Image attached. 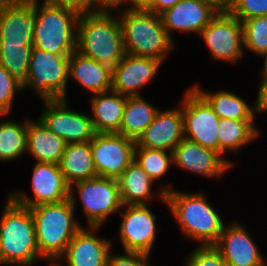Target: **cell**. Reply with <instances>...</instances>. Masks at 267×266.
Segmentation results:
<instances>
[{
    "mask_svg": "<svg viewBox=\"0 0 267 266\" xmlns=\"http://www.w3.org/2000/svg\"><path fill=\"white\" fill-rule=\"evenodd\" d=\"M111 16L110 12L81 13L76 50L113 70L126 53L120 21Z\"/></svg>",
    "mask_w": 267,
    "mask_h": 266,
    "instance_id": "cell-1",
    "label": "cell"
},
{
    "mask_svg": "<svg viewBox=\"0 0 267 266\" xmlns=\"http://www.w3.org/2000/svg\"><path fill=\"white\" fill-rule=\"evenodd\" d=\"M72 190L65 201L30 207L38 251L53 262L62 258L68 244L81 229L73 217L75 198Z\"/></svg>",
    "mask_w": 267,
    "mask_h": 266,
    "instance_id": "cell-2",
    "label": "cell"
},
{
    "mask_svg": "<svg viewBox=\"0 0 267 266\" xmlns=\"http://www.w3.org/2000/svg\"><path fill=\"white\" fill-rule=\"evenodd\" d=\"M165 189L159 192L168 204L184 233L203 242V246L214 245L224 228L220 215L208 204L201 194H181Z\"/></svg>",
    "mask_w": 267,
    "mask_h": 266,
    "instance_id": "cell-3",
    "label": "cell"
},
{
    "mask_svg": "<svg viewBox=\"0 0 267 266\" xmlns=\"http://www.w3.org/2000/svg\"><path fill=\"white\" fill-rule=\"evenodd\" d=\"M38 256L42 258L30 208L9 197L0 221V263L31 265Z\"/></svg>",
    "mask_w": 267,
    "mask_h": 266,
    "instance_id": "cell-4",
    "label": "cell"
},
{
    "mask_svg": "<svg viewBox=\"0 0 267 266\" xmlns=\"http://www.w3.org/2000/svg\"><path fill=\"white\" fill-rule=\"evenodd\" d=\"M34 0L36 23L33 31V46L56 55H71L76 50L77 32L73 28L78 23L80 12L45 0L38 11Z\"/></svg>",
    "mask_w": 267,
    "mask_h": 266,
    "instance_id": "cell-5",
    "label": "cell"
},
{
    "mask_svg": "<svg viewBox=\"0 0 267 266\" xmlns=\"http://www.w3.org/2000/svg\"><path fill=\"white\" fill-rule=\"evenodd\" d=\"M121 19L125 53L162 62L166 52L172 49L173 41L163 26L161 16L149 10H125Z\"/></svg>",
    "mask_w": 267,
    "mask_h": 266,
    "instance_id": "cell-6",
    "label": "cell"
},
{
    "mask_svg": "<svg viewBox=\"0 0 267 266\" xmlns=\"http://www.w3.org/2000/svg\"><path fill=\"white\" fill-rule=\"evenodd\" d=\"M70 55H56L32 46L29 81L43 100L65 99Z\"/></svg>",
    "mask_w": 267,
    "mask_h": 266,
    "instance_id": "cell-7",
    "label": "cell"
},
{
    "mask_svg": "<svg viewBox=\"0 0 267 266\" xmlns=\"http://www.w3.org/2000/svg\"><path fill=\"white\" fill-rule=\"evenodd\" d=\"M182 109L184 138L219 153L220 118L207 101L194 89L187 91Z\"/></svg>",
    "mask_w": 267,
    "mask_h": 266,
    "instance_id": "cell-8",
    "label": "cell"
},
{
    "mask_svg": "<svg viewBox=\"0 0 267 266\" xmlns=\"http://www.w3.org/2000/svg\"><path fill=\"white\" fill-rule=\"evenodd\" d=\"M78 190L90 230H96L108 215L122 207L118 179L95 177L74 183Z\"/></svg>",
    "mask_w": 267,
    "mask_h": 266,
    "instance_id": "cell-9",
    "label": "cell"
},
{
    "mask_svg": "<svg viewBox=\"0 0 267 266\" xmlns=\"http://www.w3.org/2000/svg\"><path fill=\"white\" fill-rule=\"evenodd\" d=\"M135 147V140L118 133H95L91 151L97 175L118 179L134 161Z\"/></svg>",
    "mask_w": 267,
    "mask_h": 266,
    "instance_id": "cell-10",
    "label": "cell"
},
{
    "mask_svg": "<svg viewBox=\"0 0 267 266\" xmlns=\"http://www.w3.org/2000/svg\"><path fill=\"white\" fill-rule=\"evenodd\" d=\"M200 34L214 58L234 62L242 55L243 25L229 11H219Z\"/></svg>",
    "mask_w": 267,
    "mask_h": 266,
    "instance_id": "cell-11",
    "label": "cell"
},
{
    "mask_svg": "<svg viewBox=\"0 0 267 266\" xmlns=\"http://www.w3.org/2000/svg\"><path fill=\"white\" fill-rule=\"evenodd\" d=\"M34 0H0V45H33Z\"/></svg>",
    "mask_w": 267,
    "mask_h": 266,
    "instance_id": "cell-12",
    "label": "cell"
},
{
    "mask_svg": "<svg viewBox=\"0 0 267 266\" xmlns=\"http://www.w3.org/2000/svg\"><path fill=\"white\" fill-rule=\"evenodd\" d=\"M46 110L40 120L45 126L67 143L88 142L95 135L88 115L69 110L65 99L45 100Z\"/></svg>",
    "mask_w": 267,
    "mask_h": 266,
    "instance_id": "cell-13",
    "label": "cell"
},
{
    "mask_svg": "<svg viewBox=\"0 0 267 266\" xmlns=\"http://www.w3.org/2000/svg\"><path fill=\"white\" fill-rule=\"evenodd\" d=\"M34 199L17 194L9 196L15 203L25 207H35L41 204L59 203L70 195V185L66 182L59 164H35L32 177Z\"/></svg>",
    "mask_w": 267,
    "mask_h": 266,
    "instance_id": "cell-14",
    "label": "cell"
},
{
    "mask_svg": "<svg viewBox=\"0 0 267 266\" xmlns=\"http://www.w3.org/2000/svg\"><path fill=\"white\" fill-rule=\"evenodd\" d=\"M120 236L125 251L149 254L155 240L156 216L146 205H126Z\"/></svg>",
    "mask_w": 267,
    "mask_h": 266,
    "instance_id": "cell-15",
    "label": "cell"
},
{
    "mask_svg": "<svg viewBox=\"0 0 267 266\" xmlns=\"http://www.w3.org/2000/svg\"><path fill=\"white\" fill-rule=\"evenodd\" d=\"M161 63L155 58L125 54L112 70L111 91L126 94V96L139 95L138 88L153 78Z\"/></svg>",
    "mask_w": 267,
    "mask_h": 266,
    "instance_id": "cell-16",
    "label": "cell"
},
{
    "mask_svg": "<svg viewBox=\"0 0 267 266\" xmlns=\"http://www.w3.org/2000/svg\"><path fill=\"white\" fill-rule=\"evenodd\" d=\"M218 12L219 10L207 1L181 0L160 16L170 37V29L200 34Z\"/></svg>",
    "mask_w": 267,
    "mask_h": 266,
    "instance_id": "cell-17",
    "label": "cell"
},
{
    "mask_svg": "<svg viewBox=\"0 0 267 266\" xmlns=\"http://www.w3.org/2000/svg\"><path fill=\"white\" fill-rule=\"evenodd\" d=\"M182 110L157 113L153 122L136 141V147L161 149L173 152L184 138Z\"/></svg>",
    "mask_w": 267,
    "mask_h": 266,
    "instance_id": "cell-18",
    "label": "cell"
},
{
    "mask_svg": "<svg viewBox=\"0 0 267 266\" xmlns=\"http://www.w3.org/2000/svg\"><path fill=\"white\" fill-rule=\"evenodd\" d=\"M228 266H263L265 262L248 232L238 224L225 227L213 245Z\"/></svg>",
    "mask_w": 267,
    "mask_h": 266,
    "instance_id": "cell-19",
    "label": "cell"
},
{
    "mask_svg": "<svg viewBox=\"0 0 267 266\" xmlns=\"http://www.w3.org/2000/svg\"><path fill=\"white\" fill-rule=\"evenodd\" d=\"M220 156L214 150L183 138L173 150V163L207 177H219L231 167V163Z\"/></svg>",
    "mask_w": 267,
    "mask_h": 266,
    "instance_id": "cell-20",
    "label": "cell"
},
{
    "mask_svg": "<svg viewBox=\"0 0 267 266\" xmlns=\"http://www.w3.org/2000/svg\"><path fill=\"white\" fill-rule=\"evenodd\" d=\"M111 242L81 228L68 244L67 266H106Z\"/></svg>",
    "mask_w": 267,
    "mask_h": 266,
    "instance_id": "cell-21",
    "label": "cell"
},
{
    "mask_svg": "<svg viewBox=\"0 0 267 266\" xmlns=\"http://www.w3.org/2000/svg\"><path fill=\"white\" fill-rule=\"evenodd\" d=\"M68 76H73L94 94L110 92L112 89V69L77 50L69 56Z\"/></svg>",
    "mask_w": 267,
    "mask_h": 266,
    "instance_id": "cell-22",
    "label": "cell"
},
{
    "mask_svg": "<svg viewBox=\"0 0 267 266\" xmlns=\"http://www.w3.org/2000/svg\"><path fill=\"white\" fill-rule=\"evenodd\" d=\"M67 142L50 131L39 119V122L28 121L27 151L38 163L59 164L66 149Z\"/></svg>",
    "mask_w": 267,
    "mask_h": 266,
    "instance_id": "cell-23",
    "label": "cell"
},
{
    "mask_svg": "<svg viewBox=\"0 0 267 266\" xmlns=\"http://www.w3.org/2000/svg\"><path fill=\"white\" fill-rule=\"evenodd\" d=\"M66 182L73 184L80 180L98 177L91 151V141L67 143L59 163Z\"/></svg>",
    "mask_w": 267,
    "mask_h": 266,
    "instance_id": "cell-24",
    "label": "cell"
},
{
    "mask_svg": "<svg viewBox=\"0 0 267 266\" xmlns=\"http://www.w3.org/2000/svg\"><path fill=\"white\" fill-rule=\"evenodd\" d=\"M111 92L109 96L108 92L96 93L92 99L94 118L91 120L95 133H117L121 126L127 96Z\"/></svg>",
    "mask_w": 267,
    "mask_h": 266,
    "instance_id": "cell-25",
    "label": "cell"
},
{
    "mask_svg": "<svg viewBox=\"0 0 267 266\" xmlns=\"http://www.w3.org/2000/svg\"><path fill=\"white\" fill-rule=\"evenodd\" d=\"M157 113L158 110L144 101L140 95L127 96L122 123L117 133L137 141Z\"/></svg>",
    "mask_w": 267,
    "mask_h": 266,
    "instance_id": "cell-26",
    "label": "cell"
},
{
    "mask_svg": "<svg viewBox=\"0 0 267 266\" xmlns=\"http://www.w3.org/2000/svg\"><path fill=\"white\" fill-rule=\"evenodd\" d=\"M153 179L133 161L118 178L122 205H146L149 199Z\"/></svg>",
    "mask_w": 267,
    "mask_h": 266,
    "instance_id": "cell-27",
    "label": "cell"
},
{
    "mask_svg": "<svg viewBox=\"0 0 267 266\" xmlns=\"http://www.w3.org/2000/svg\"><path fill=\"white\" fill-rule=\"evenodd\" d=\"M210 105L220 119L253 120V110L232 92L221 91L214 94L204 93L198 87H193Z\"/></svg>",
    "mask_w": 267,
    "mask_h": 266,
    "instance_id": "cell-28",
    "label": "cell"
},
{
    "mask_svg": "<svg viewBox=\"0 0 267 266\" xmlns=\"http://www.w3.org/2000/svg\"><path fill=\"white\" fill-rule=\"evenodd\" d=\"M258 135L253 120L220 119L218 125L219 154L225 150L238 153V148L245 145Z\"/></svg>",
    "mask_w": 267,
    "mask_h": 266,
    "instance_id": "cell-29",
    "label": "cell"
},
{
    "mask_svg": "<svg viewBox=\"0 0 267 266\" xmlns=\"http://www.w3.org/2000/svg\"><path fill=\"white\" fill-rule=\"evenodd\" d=\"M33 45H0V65L25 88L29 81V65Z\"/></svg>",
    "mask_w": 267,
    "mask_h": 266,
    "instance_id": "cell-30",
    "label": "cell"
},
{
    "mask_svg": "<svg viewBox=\"0 0 267 266\" xmlns=\"http://www.w3.org/2000/svg\"><path fill=\"white\" fill-rule=\"evenodd\" d=\"M27 125L6 121L0 123V160L15 159L27 151Z\"/></svg>",
    "mask_w": 267,
    "mask_h": 266,
    "instance_id": "cell-31",
    "label": "cell"
},
{
    "mask_svg": "<svg viewBox=\"0 0 267 266\" xmlns=\"http://www.w3.org/2000/svg\"><path fill=\"white\" fill-rule=\"evenodd\" d=\"M166 152V150L161 149L135 147L134 161L155 180L163 176L168 171L170 162H173V152L170 153V156Z\"/></svg>",
    "mask_w": 267,
    "mask_h": 266,
    "instance_id": "cell-32",
    "label": "cell"
},
{
    "mask_svg": "<svg viewBox=\"0 0 267 266\" xmlns=\"http://www.w3.org/2000/svg\"><path fill=\"white\" fill-rule=\"evenodd\" d=\"M243 44L259 55L267 56V16H257L244 20Z\"/></svg>",
    "mask_w": 267,
    "mask_h": 266,
    "instance_id": "cell-33",
    "label": "cell"
},
{
    "mask_svg": "<svg viewBox=\"0 0 267 266\" xmlns=\"http://www.w3.org/2000/svg\"><path fill=\"white\" fill-rule=\"evenodd\" d=\"M229 12L241 22L257 16H267V0H233Z\"/></svg>",
    "mask_w": 267,
    "mask_h": 266,
    "instance_id": "cell-34",
    "label": "cell"
},
{
    "mask_svg": "<svg viewBox=\"0 0 267 266\" xmlns=\"http://www.w3.org/2000/svg\"><path fill=\"white\" fill-rule=\"evenodd\" d=\"M23 89L12 74L0 65V115L9 112L16 90Z\"/></svg>",
    "mask_w": 267,
    "mask_h": 266,
    "instance_id": "cell-35",
    "label": "cell"
},
{
    "mask_svg": "<svg viewBox=\"0 0 267 266\" xmlns=\"http://www.w3.org/2000/svg\"><path fill=\"white\" fill-rule=\"evenodd\" d=\"M186 266H228L220 252L213 245L198 247Z\"/></svg>",
    "mask_w": 267,
    "mask_h": 266,
    "instance_id": "cell-36",
    "label": "cell"
},
{
    "mask_svg": "<svg viewBox=\"0 0 267 266\" xmlns=\"http://www.w3.org/2000/svg\"><path fill=\"white\" fill-rule=\"evenodd\" d=\"M109 252L106 266H148L146 260L149 254L127 251L125 256H111Z\"/></svg>",
    "mask_w": 267,
    "mask_h": 266,
    "instance_id": "cell-37",
    "label": "cell"
},
{
    "mask_svg": "<svg viewBox=\"0 0 267 266\" xmlns=\"http://www.w3.org/2000/svg\"><path fill=\"white\" fill-rule=\"evenodd\" d=\"M56 5L72 8L80 13H92L89 9V0H48Z\"/></svg>",
    "mask_w": 267,
    "mask_h": 266,
    "instance_id": "cell-38",
    "label": "cell"
},
{
    "mask_svg": "<svg viewBox=\"0 0 267 266\" xmlns=\"http://www.w3.org/2000/svg\"><path fill=\"white\" fill-rule=\"evenodd\" d=\"M263 80L259 87L256 110L257 112H263L267 110V76H262Z\"/></svg>",
    "mask_w": 267,
    "mask_h": 266,
    "instance_id": "cell-39",
    "label": "cell"
},
{
    "mask_svg": "<svg viewBox=\"0 0 267 266\" xmlns=\"http://www.w3.org/2000/svg\"><path fill=\"white\" fill-rule=\"evenodd\" d=\"M181 0H152V7L149 11L160 15L165 10L173 7Z\"/></svg>",
    "mask_w": 267,
    "mask_h": 266,
    "instance_id": "cell-40",
    "label": "cell"
},
{
    "mask_svg": "<svg viewBox=\"0 0 267 266\" xmlns=\"http://www.w3.org/2000/svg\"><path fill=\"white\" fill-rule=\"evenodd\" d=\"M124 0H89V8H91L93 5H99L101 6L99 8V10H94L95 12H108L110 10H108V8H112V7H118V5H120L121 3H123ZM108 7V8H107Z\"/></svg>",
    "mask_w": 267,
    "mask_h": 266,
    "instance_id": "cell-41",
    "label": "cell"
},
{
    "mask_svg": "<svg viewBox=\"0 0 267 266\" xmlns=\"http://www.w3.org/2000/svg\"><path fill=\"white\" fill-rule=\"evenodd\" d=\"M129 1V0H124ZM134 4V7L132 6L129 9H126L128 11L134 10V11H141V10H150L152 7V0H131Z\"/></svg>",
    "mask_w": 267,
    "mask_h": 266,
    "instance_id": "cell-42",
    "label": "cell"
},
{
    "mask_svg": "<svg viewBox=\"0 0 267 266\" xmlns=\"http://www.w3.org/2000/svg\"><path fill=\"white\" fill-rule=\"evenodd\" d=\"M211 3L219 11H229L233 0H203Z\"/></svg>",
    "mask_w": 267,
    "mask_h": 266,
    "instance_id": "cell-43",
    "label": "cell"
},
{
    "mask_svg": "<svg viewBox=\"0 0 267 266\" xmlns=\"http://www.w3.org/2000/svg\"><path fill=\"white\" fill-rule=\"evenodd\" d=\"M263 75L262 76H267V56L265 57V63L263 67Z\"/></svg>",
    "mask_w": 267,
    "mask_h": 266,
    "instance_id": "cell-44",
    "label": "cell"
},
{
    "mask_svg": "<svg viewBox=\"0 0 267 266\" xmlns=\"http://www.w3.org/2000/svg\"><path fill=\"white\" fill-rule=\"evenodd\" d=\"M50 266H61L60 264H55V262Z\"/></svg>",
    "mask_w": 267,
    "mask_h": 266,
    "instance_id": "cell-45",
    "label": "cell"
}]
</instances>
